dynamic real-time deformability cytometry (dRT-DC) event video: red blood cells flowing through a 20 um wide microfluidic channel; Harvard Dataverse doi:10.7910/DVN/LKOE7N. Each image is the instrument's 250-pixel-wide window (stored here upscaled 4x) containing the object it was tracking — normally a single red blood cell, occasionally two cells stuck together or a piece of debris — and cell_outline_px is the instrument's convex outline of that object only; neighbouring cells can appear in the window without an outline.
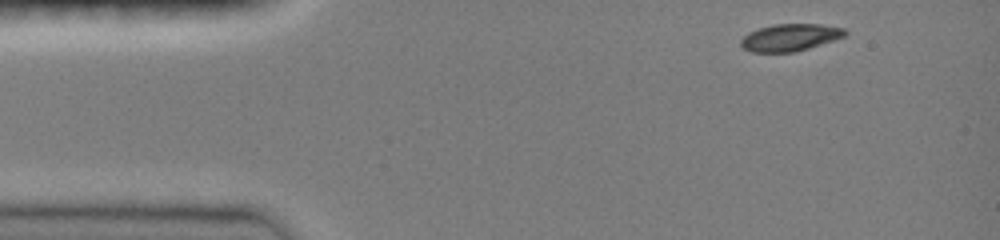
{"species": "common noctule bat (a hibernating species)", "species_latin": "Nyctalus noctula", "temperature_condition": "room temperature", "stored_images_in_passage": 40, "camera_frame_rate_fps": 3000, "um_per_image_px": 0.085, "animal": {"sex": "female", "body_mass_g": 19.0, "forearm_length_mm": 51.5}, "frame": {"image": 1, "passage_image": 1, "time_ms": 0.0, "image_size_px": [1000, 240], "cell_outline_px": [[848, 32], [844, 36], [808, 48], [792, 52], [752, 52], [744, 48], [740, 44], [740, 40], [748, 32], [772, 24], [820, 24], [844, 28]], "centroid_in_image_um": [67.13, 3.17], "position_along_channel_um": 17.9, "area_um2": 16.3}}
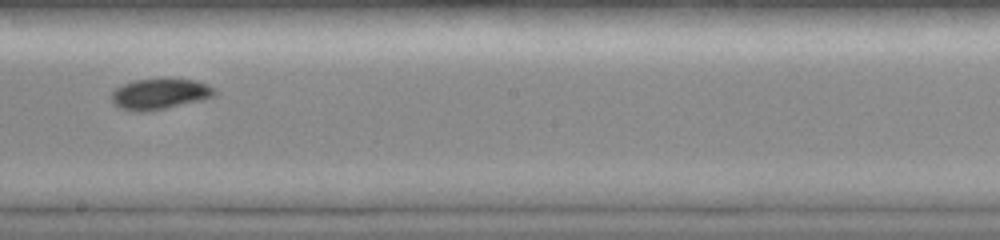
{"frame": {"image": 2, "passage_image": 23, "time_ms": 7.333, "image_size_px": [1000, 240], "cell_outline_px": [[216, 96], [204, 100], [148, 112], [140, 112], [120, 108], [112, 104], [112, 92], [120, 84], [136, 80], [196, 80], [208, 84], [216, 88]], "centroid_in_image_um": [13.61, 8.01], "position_along_channel_um": 234.6, "area_um2": 18.55}}
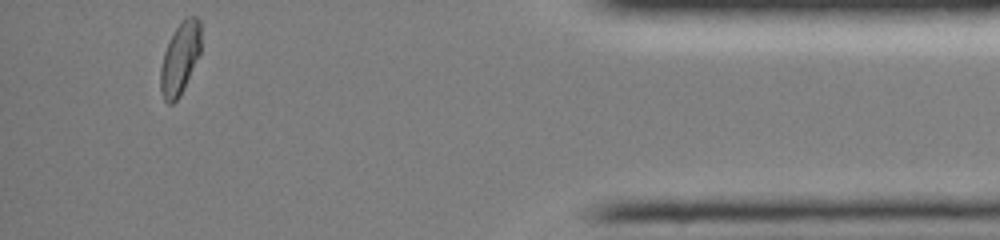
{"frame": {"image": 3, "passage_image": 40, "time_ms": 13.0, "image_size_px": [1000, 240], "cell_outline_px": [[200, 52], [184, 88], [180, 96], [172, 104], [168, 104], [164, 100], [160, 92], [160, 68], [164, 52], [176, 28], [184, 16], [196, 16], [200, 20]], "centroid_in_image_um": [15.29, 4.97], "position_along_channel_um": 419.9, "area_um2": 16.88}, "authors_computed_cell_mechanics": {"area_um2": 17.6868, "velocity_mm_per_s": 4.0182, "shape_relaxation_time_tau1_ms": 3.3517, "shape_relaxation_time_tau2_ms": null, "deformation_change_tau1": 0.1462, "deformation_change_tau2": null}}